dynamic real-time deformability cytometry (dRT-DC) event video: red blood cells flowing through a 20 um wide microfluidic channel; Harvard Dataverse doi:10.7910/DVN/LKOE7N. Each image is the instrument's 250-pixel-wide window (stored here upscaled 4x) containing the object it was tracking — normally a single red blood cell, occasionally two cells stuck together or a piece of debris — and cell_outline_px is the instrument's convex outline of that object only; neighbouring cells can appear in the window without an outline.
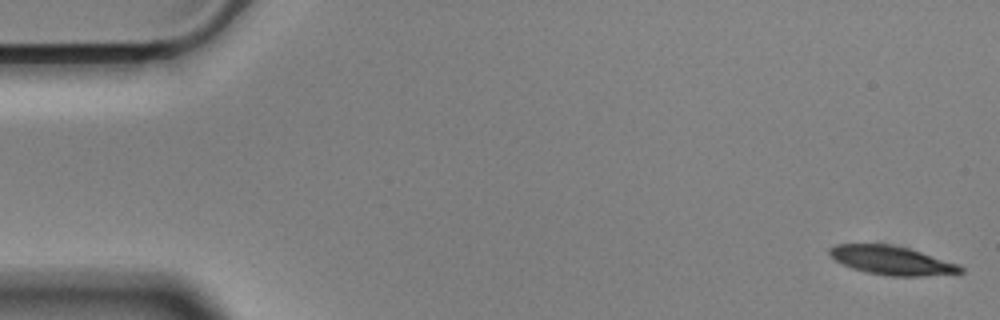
{"species": "Egyptian fruit bat (a non-hibernating species)", "species_latin": "Rousettus aegyptiacus", "temperature_condition": "cold", "stored_images_in_passage": 56, "camera_frame_rate_fps": 3000, "um_per_image_px": 0.085, "animal": {"sex": "male"}, "frame": {"image": 1, "passage_image": 1, "time_ms": 0.0, "image_size_px": [1000, 320], "cell_outline_px": [[964, 272], [924, 276], [888, 276], [868, 272], [852, 268], [836, 260], [828, 252], [828, 248], [836, 244], [892, 244], [908, 248], [960, 264], [964, 268]], "centroid_in_image_um": [75.83, 22.13], "position_along_channel_um": 9.2, "area_um2": 21.85}}
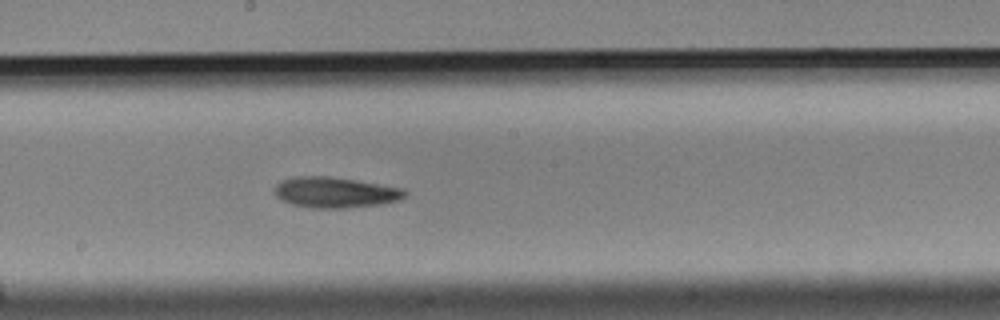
{"frame": {"image": 2, "passage_image": 30, "time_ms": 9.667, "image_size_px": [1000, 320], "cell_outline_px": [[408, 192], [400, 200], [384, 204], [348, 208], [312, 208], [292, 204], [280, 200], [276, 196], [276, 184], [280, 180], [296, 176], [328, 176], [356, 180], [404, 188]], "centroid_in_image_um": [28.51, 16.36], "position_along_channel_um": 219.7, "area_um2": 23.52}}
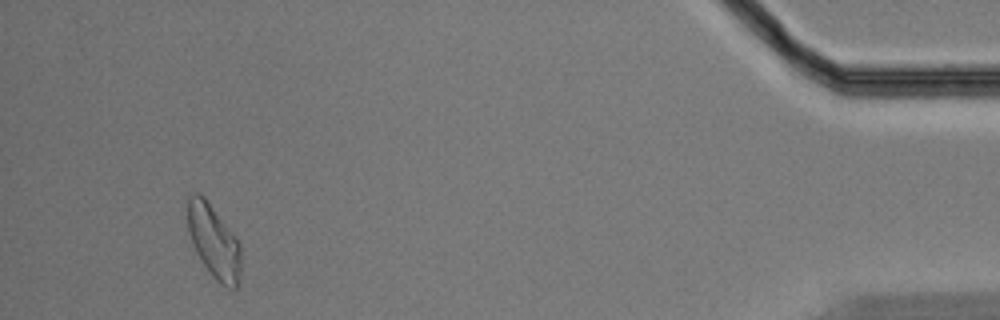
{"frame": {"image": 3, "passage_image": 53, "time_ms": 17.333, "image_size_px": [1000, 320], "cell_outline_px": [[240, 280], [236, 288], [228, 288], [220, 284], [212, 276], [196, 252], [192, 244], [188, 232], [184, 216], [188, 196], [192, 192], [200, 192], [204, 196], [236, 236], [240, 244]], "centroid_in_image_um": [18.12, 20.46], "position_along_channel_um": 417.1, "area_um2": 23.47}, "authors_computed_cell_mechanics": {"area_um2": 22.3686, "velocity_mm_per_s": 3.5017, "shape_relaxation_time_tau1_ms": 6.1592, "shape_relaxation_time_tau2_ms": null, "deformation_change_tau1": 0.1515, "deformation_change_tau2": null}}